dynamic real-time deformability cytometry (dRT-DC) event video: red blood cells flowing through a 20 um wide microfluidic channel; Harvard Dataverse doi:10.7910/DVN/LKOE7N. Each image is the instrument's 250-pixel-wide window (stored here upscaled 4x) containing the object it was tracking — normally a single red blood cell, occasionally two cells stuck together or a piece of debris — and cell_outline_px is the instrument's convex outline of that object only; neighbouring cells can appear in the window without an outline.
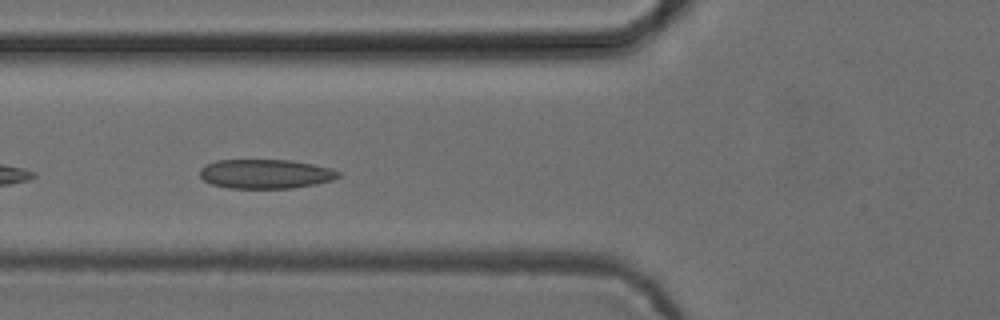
{"species": "common noctule bat (a hibernating species)", "species_latin": "Nyctalus noctula", "temperature_condition": "cold", "stored_images_in_passage": 14, "camera_frame_rate_fps": 3000, "um_per_image_px": 0.085, "animal": {"sex": "female", "body_mass_g": 24.6, "forearm_length_mm": 56.2}, "frame": {"image": 1, "passage_image": 5, "time_ms": 1.333, "image_size_px": [1000, 320], "cell_outline_px": [[340, 176], [332, 180], [316, 184], [292, 188], [228, 188], [212, 184], [204, 180], [200, 176], [200, 168], [204, 164], [216, 160], [292, 160], [332, 168], [340, 172]], "centroid_in_image_um": [22.56, 14.78], "position_along_channel_um": 103.2, "area_um2": 23.76}}
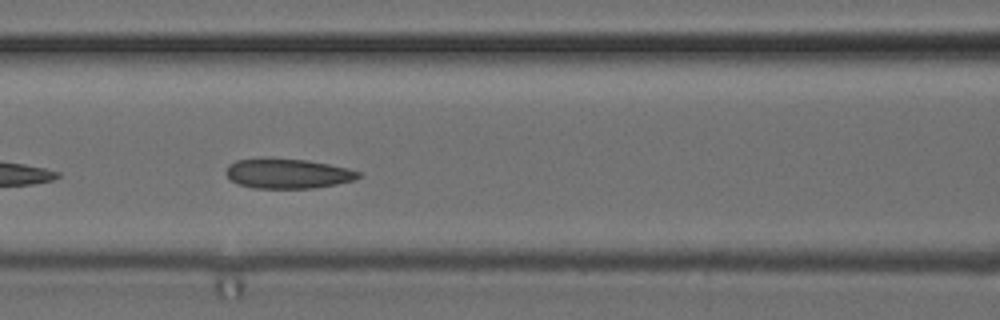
{"frame": {"image": 2, "passage_image": 8, "time_ms": 2.333, "image_size_px": [1000, 320], "cell_outline_px": [[360, 176], [356, 180], [336, 184], [312, 188], [252, 188], [240, 184], [232, 180], [224, 172], [228, 164], [236, 160], [260, 156], [264, 156], [308, 160], [348, 168], [360, 172]], "centroid_in_image_um": [24.41, 14.72], "position_along_channel_um": 142.2, "area_um2": 23.52}}